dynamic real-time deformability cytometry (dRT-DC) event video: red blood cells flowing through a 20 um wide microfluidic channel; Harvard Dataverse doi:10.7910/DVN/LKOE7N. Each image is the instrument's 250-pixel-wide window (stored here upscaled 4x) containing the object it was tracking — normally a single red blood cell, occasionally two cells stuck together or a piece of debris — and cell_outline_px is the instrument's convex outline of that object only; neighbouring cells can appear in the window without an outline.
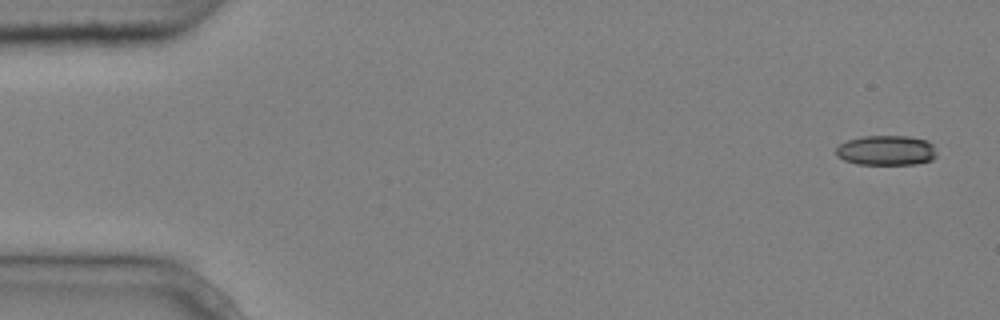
{"species": "common noctule bat (a hibernating species)", "species_latin": "Nyctalus noctula", "temperature_condition": "cold", "stored_images_in_passage": 6, "segment_of_instrument_passage": [1, 2], "camera_frame_rate_fps": 3000, "um_per_image_px": 0.085, "animal": {"sex": "male", "body_mass_g": 20.4}, "frame": {"image": 1, "passage_image": 1, "time_ms": 0.0, "image_size_px": [1000, 320], "cell_outline_px": [[936, 156], [932, 160], [916, 164], [856, 164], [844, 160], [836, 156], [836, 148], [840, 144], [848, 140], [860, 136], [908, 136], [928, 140], [936, 148]], "centroid_in_image_um": [75.35, 12.78], "position_along_channel_um": 9.7, "area_um2": 17.74}}
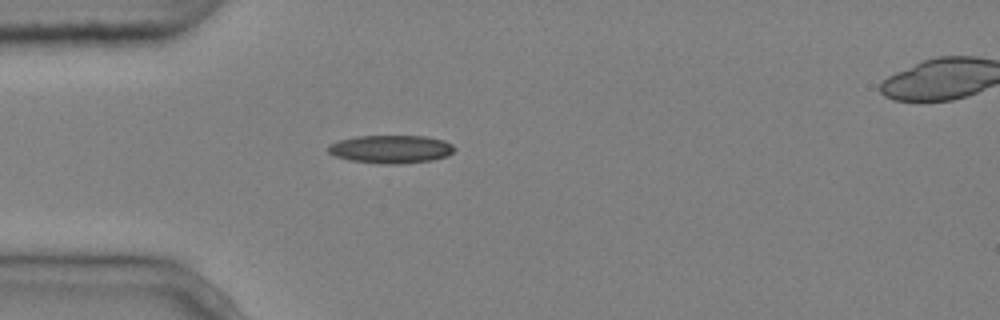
{"frame": {"image": 2, "passage_image": 5, "time_ms": 1.333, "image_size_px": [1000, 320], "cell_outline_px": [[456, 148], [448, 156], [432, 160], [400, 164], [380, 164], [352, 160], [336, 156], [328, 152], [328, 144], [340, 140], [356, 136], [424, 136], [444, 140], [452, 144]], "centroid_in_image_um": [33.25, 12.68], "position_along_channel_um": 51.8, "area_um2": 20.69}}